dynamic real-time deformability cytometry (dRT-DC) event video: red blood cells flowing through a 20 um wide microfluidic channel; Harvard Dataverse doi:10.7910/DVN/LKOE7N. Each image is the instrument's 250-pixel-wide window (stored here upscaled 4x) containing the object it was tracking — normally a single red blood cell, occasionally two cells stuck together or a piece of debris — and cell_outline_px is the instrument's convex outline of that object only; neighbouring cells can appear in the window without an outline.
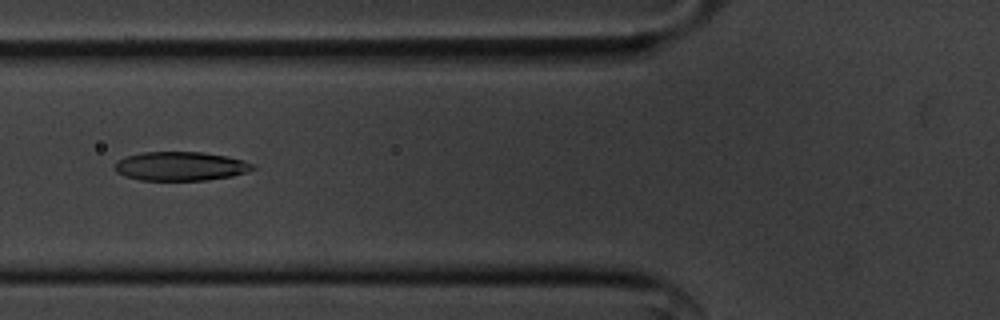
{"species": "common noctule bat (a hibernating species)", "species_latin": "Nyctalus noctula", "temperature_condition": "cold", "stored_images_in_passage": 55, "camera_frame_rate_fps": 3000, "um_per_image_px": 0.085, "animal": {"sex": "male", "body_mass_g": 20.1, "forearm_length_mm": 53.5}, "frame": {"image": 1, "passage_image": 20, "time_ms": 6.333, "image_size_px": [1000, 320], "cell_outline_px": [[256, 168], [248, 172], [232, 176], [204, 180], [140, 180], [124, 176], [116, 172], [112, 168], [124, 156], [140, 152], [200, 152], [228, 156], [244, 160], [256, 164]], "centroid_in_image_um": [15.36, 14.12], "position_along_channel_um": 110.4, "area_um2": 23.52}}
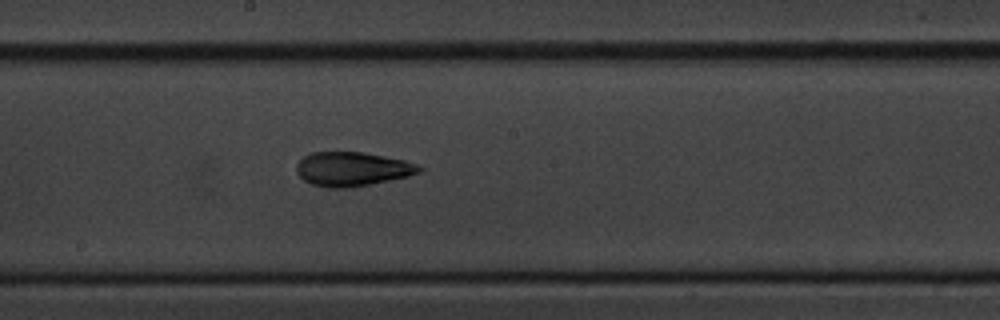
{"frame": {"image": 2, "passage_image": 29, "time_ms": 9.333, "image_size_px": [1000, 320], "cell_outline_px": [[424, 168], [420, 172], [408, 176], [368, 184], [344, 188], [328, 188], [312, 184], [304, 180], [296, 172], [296, 164], [304, 156], [312, 152], [364, 152], [404, 160], [416, 164]], "centroid_in_image_um": [29.92, 14.36], "position_along_channel_um": 218.3, "area_um2": 24.22}}
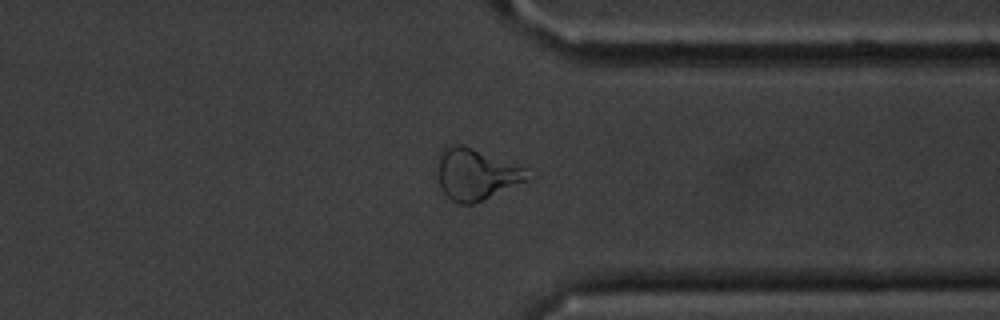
{"frame": {"image": 3, "passage_image": 42, "time_ms": 13.667, "image_size_px": [1000, 320], "cell_outline_px": [[524, 180], [472, 204], [460, 204], [452, 200], [444, 192], [440, 184], [436, 156], [440, 148], [444, 144], [464, 144], [524, 168]], "centroid_in_image_um": [40.29, 14.74], "position_along_channel_um": 371.1, "area_um2": 26.13}, "authors_computed_cell_mechanics": {"area_um2": 24.2182, "velocity_mm_per_s": 3.5789, "shape_relaxation_time_tau1_ms": null, "shape_relaxation_time_tau2_ms": 2.6531, "deformation_change_tau1": null, "deformation_change_tau2": 0.1091}}